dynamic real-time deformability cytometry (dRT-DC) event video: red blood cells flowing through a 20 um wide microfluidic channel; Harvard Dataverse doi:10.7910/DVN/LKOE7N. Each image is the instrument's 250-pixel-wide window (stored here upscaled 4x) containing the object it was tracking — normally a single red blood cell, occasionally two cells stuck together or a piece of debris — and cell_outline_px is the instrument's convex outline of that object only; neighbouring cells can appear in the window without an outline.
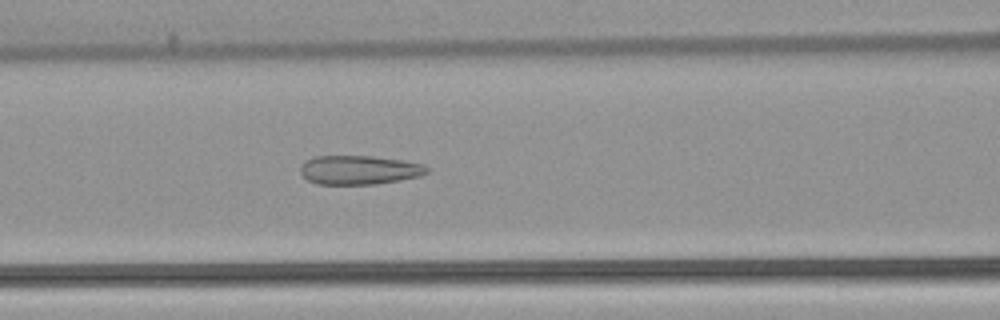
{"species": "common noctule bat (a hibernating species)", "species_latin": "Nyctalus noctula", "temperature_condition": "warm", "stored_images_in_passage": 52, "camera_frame_rate_fps": 3000, "um_per_image_px": 0.085, "animal": {"sex": "female", "body_mass_g": 22.7, "forearm_length_mm": 54.2}, "frame": {"image": 1, "passage_image": 22, "time_ms": 7.0, "image_size_px": [1000, 320], "cell_outline_px": [[432, 168], [428, 172], [420, 176], [400, 180], [376, 184], [316, 184], [308, 180], [300, 172], [300, 164], [304, 160], [316, 156], [372, 156], [404, 160], [424, 164]], "centroid_in_image_um": [30.55, 14.44], "position_along_channel_um": 136.0, "area_um2": 21.68}}
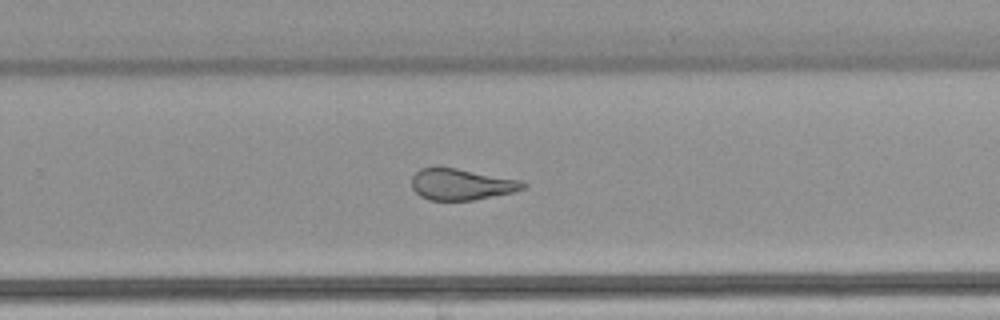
{"frame": {"image": 2, "passage_image": 34, "time_ms": 11.0, "image_size_px": [1000, 320], "cell_outline_px": [[528, 184], [524, 188], [512, 192], [472, 200], [428, 200], [420, 196], [412, 188], [412, 176], [420, 168], [456, 168], [520, 180]], "centroid_in_image_um": [39.19, 15.67], "position_along_channel_um": 290.6, "area_um2": 20.0}}
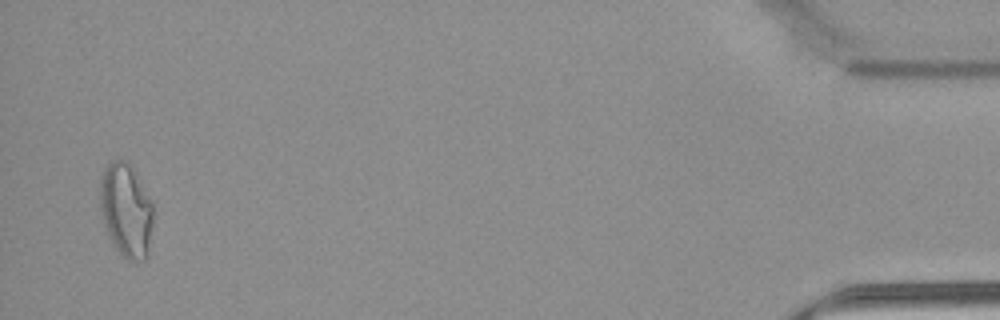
{"frame": {"image": 3, "passage_image": 51, "time_ms": 16.667, "image_size_px": [1000, 320], "cell_outline_px": [[152, 224], [144, 260], [128, 260], [116, 248], [108, 236], [104, 224], [100, 208], [100, 176], [104, 168], [112, 160], [128, 160], [132, 164], [152, 200]], "centroid_in_image_um": [10.7, 17.77], "position_along_channel_um": 424.5, "area_um2": 29.02}, "authors_computed_cell_mechanics": {"area_um2": 24.6517, "velocity_mm_per_s": 3.8778, "shape_relaxation_time_tau1_ms": null, "shape_relaxation_time_tau2_ms": 1.5837, "deformation_change_tau1": null, "deformation_change_tau2": 0.0959}}